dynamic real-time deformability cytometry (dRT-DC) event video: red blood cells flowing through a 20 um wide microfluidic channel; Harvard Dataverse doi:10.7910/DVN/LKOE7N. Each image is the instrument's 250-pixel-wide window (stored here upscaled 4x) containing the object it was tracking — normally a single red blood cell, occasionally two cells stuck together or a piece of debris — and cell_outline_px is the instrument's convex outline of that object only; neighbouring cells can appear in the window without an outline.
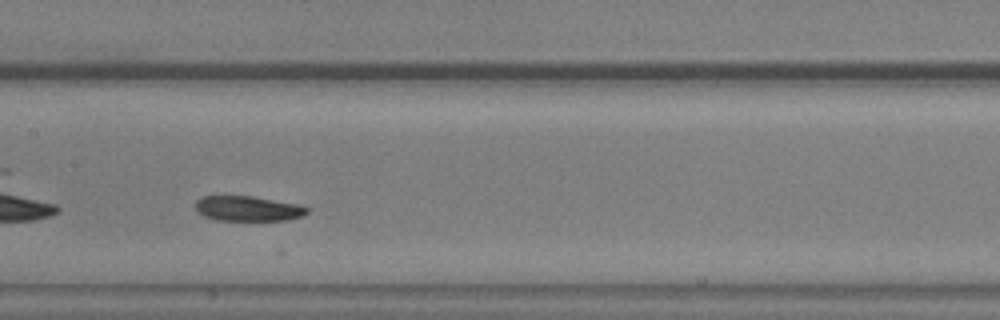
{"species": "common noctule bat (a hibernating species)", "species_latin": "Nyctalus noctula", "temperature_condition": "warm", "stored_images_in_passage": 29, "camera_frame_rate_fps": 3000, "um_per_image_px": 0.085, "animal": {"sex": "male", "body_mass_g": 20.5, "forearm_length_mm": 52.5}, "frame": {"image": 1, "passage_image": 13, "time_ms": 4.0, "image_size_px": [1000, 320], "cell_outline_px": [[308, 212], [300, 216], [288, 220], [216, 220], [204, 216], [196, 208], [196, 200], [200, 196], [252, 196], [296, 204], [308, 208]], "centroid_in_image_um": [21.04, 17.72], "position_along_channel_um": 186.4, "area_um2": 16.07}, "authors_computed_cell_mechanics": {"area_um2": 17.1088, "velocity_mm_per_s": 3.853, "shape_relaxation_time_tau1_ms": 2.2811, "shape_relaxation_time_tau2_ms": 3.9913, "deformation_change_tau1": 0.0679, "deformation_change_tau2": 0.1055}}